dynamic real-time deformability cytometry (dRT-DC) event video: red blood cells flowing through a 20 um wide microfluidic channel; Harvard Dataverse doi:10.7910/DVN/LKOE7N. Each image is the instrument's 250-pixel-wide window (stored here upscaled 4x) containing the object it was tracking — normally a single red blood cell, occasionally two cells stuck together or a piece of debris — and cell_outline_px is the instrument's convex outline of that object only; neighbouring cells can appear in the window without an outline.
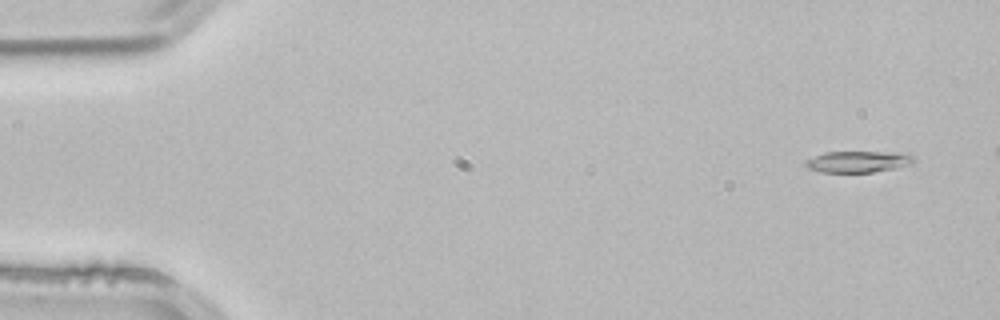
{"species": "common noctule bat (a hibernating species)", "species_latin": "Nyctalus noctula", "temperature_condition": "room temperature", "stored_images_in_passage": 4, "camera_frame_rate_fps": 3000, "um_per_image_px": 0.085, "animal": {"sex": "male", "body_mass_g": 21.5, "forearm_length_mm": 52.0}, "frame": {"image": 1, "passage_image": 1, "time_ms": 0.0, "image_size_px": [1000, 320], "cell_outline_px": [[916, 160], [912, 164], [872, 172], [820, 172], [808, 168], [804, 164], [808, 160], [824, 152], [908, 152], [916, 156]], "centroid_in_image_um": [73.03, 13.73], "position_along_channel_um": 12.0, "area_um2": 13.53}}
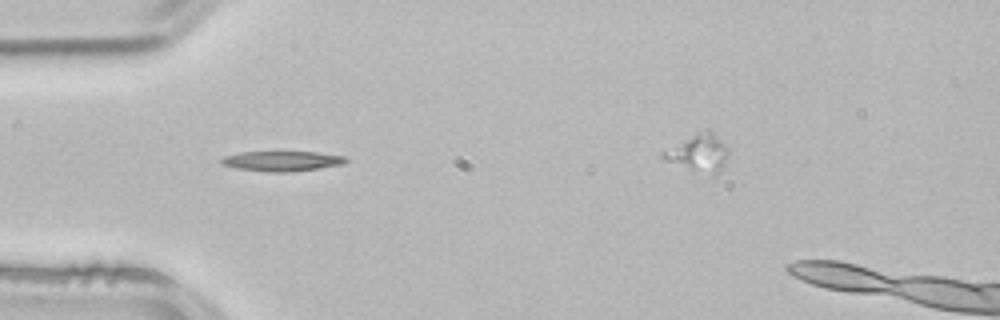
{"frame": {"image": 2, "passage_image": 4, "time_ms": 1.0, "image_size_px": [1000, 320], "cell_outline_px": [[348, 160], [344, 164], [292, 172], [268, 172], [236, 168], [220, 164], [220, 160], [224, 156], [240, 152], [316, 152], [344, 156]], "centroid_in_image_um": [23.95, 13.69], "position_along_channel_um": 61.1, "area_um2": 14.57}}